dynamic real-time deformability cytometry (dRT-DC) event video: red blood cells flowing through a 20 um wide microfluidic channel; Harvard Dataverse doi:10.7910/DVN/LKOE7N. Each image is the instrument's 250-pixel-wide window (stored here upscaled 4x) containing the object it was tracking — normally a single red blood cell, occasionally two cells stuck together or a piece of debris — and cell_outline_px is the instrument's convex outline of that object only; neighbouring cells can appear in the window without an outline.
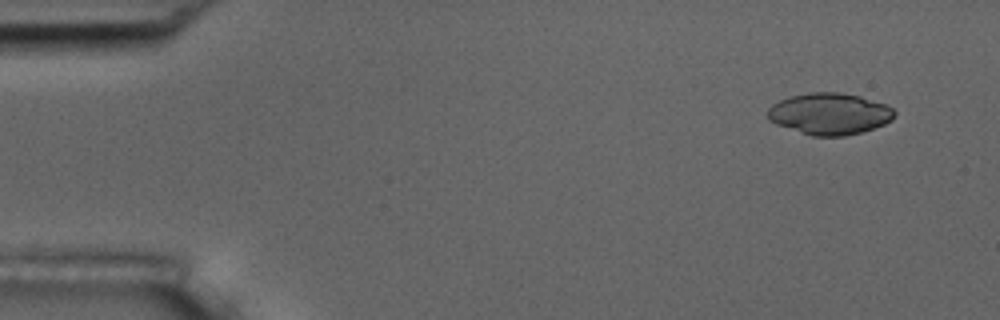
{"species": "common noctule bat (a hibernating species)", "species_latin": "Nyctalus noctula", "temperature_condition": "room temperature", "stored_images_in_passage": 5, "camera_frame_rate_fps": 3000, "um_per_image_px": 0.085, "animal": {"sex": "male", "body_mass_g": 17.5, "forearm_length_mm": 52.3}, "frame": {"image": 1, "passage_image": 1, "time_ms": 0.0, "image_size_px": [1000, 320], "cell_outline_px": [[896, 112], [892, 120], [884, 124], [860, 132], [844, 136], [812, 136], [776, 124], [768, 120], [768, 108], [772, 104], [780, 100], [792, 96], [808, 92], [840, 92], [860, 96], [888, 104]], "centroid_in_image_um": [70.52, 9.66], "position_along_channel_um": 14.5, "area_um2": 30.75}}